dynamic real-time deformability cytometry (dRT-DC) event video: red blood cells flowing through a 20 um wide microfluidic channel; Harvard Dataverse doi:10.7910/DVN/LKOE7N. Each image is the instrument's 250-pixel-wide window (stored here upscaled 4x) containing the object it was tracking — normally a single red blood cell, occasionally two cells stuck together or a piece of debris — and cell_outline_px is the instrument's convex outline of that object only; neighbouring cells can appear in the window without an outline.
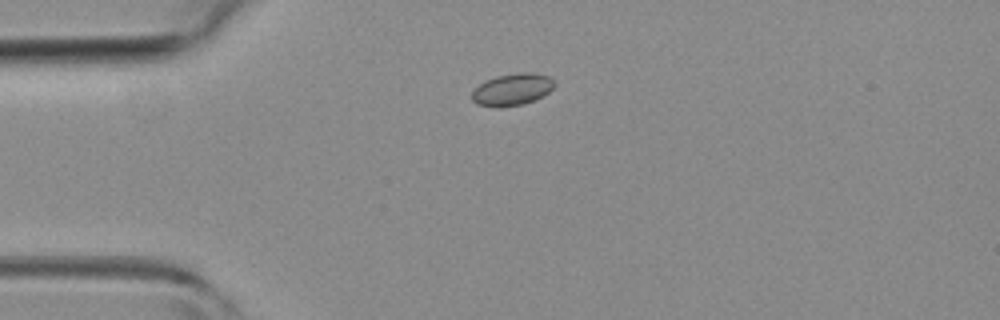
{"species": "common noctule bat (a hibernating species)", "species_latin": "Nyctalus noctula", "temperature_condition": "room temperature", "stored_images_in_passage": 3, "camera_frame_rate_fps": 3000, "um_per_image_px": 0.085, "animal": {"sex": "female", "body_mass_g": 19.3, "forearm_length_mm": 54.1}, "frame": {"image": 1, "passage_image": 2, "time_ms": 1.333, "image_size_px": [1000, 320], "cell_outline_px": [[556, 84], [548, 92], [532, 100], [520, 104], [500, 108], [476, 104], [472, 100], [472, 92], [480, 84], [496, 76], [520, 72], [536, 72], [548, 76]], "centroid_in_image_um": [43.52, 7.6], "position_along_channel_um": 41.5, "area_um2": 15.14}}